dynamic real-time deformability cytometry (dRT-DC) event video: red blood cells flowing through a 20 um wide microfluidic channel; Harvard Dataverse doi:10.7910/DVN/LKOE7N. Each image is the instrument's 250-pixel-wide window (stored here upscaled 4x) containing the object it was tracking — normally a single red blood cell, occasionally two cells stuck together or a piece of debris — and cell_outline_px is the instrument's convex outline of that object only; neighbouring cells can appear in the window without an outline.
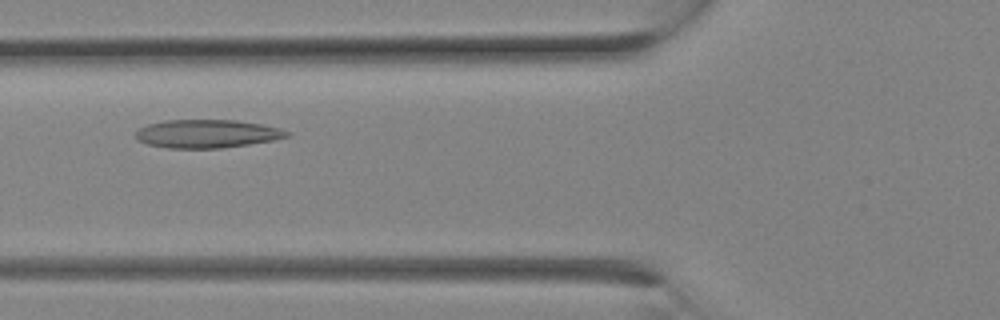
{"species": "Egyptian fruit bat (a non-hibernating species)", "species_latin": "Rousettus aegyptiacus", "temperature_condition": "room temperature", "stored_images_in_passage": 8, "camera_frame_rate_fps": 3000, "um_per_image_px": 0.085, "animal": {"sex": "female"}, "frame": {"image": 1, "passage_image": 7, "time_ms": 2.0, "image_size_px": [1000, 320], "cell_outline_px": [[292, 132], [288, 136], [272, 140], [248, 144], [220, 148], [168, 148], [148, 144], [140, 140], [136, 136], [136, 132], [140, 128], [148, 124], [164, 120], [236, 120], [260, 124], [280, 128]], "centroid_in_image_um": [17.61, 11.36], "position_along_channel_um": 108.2, "area_um2": 24.68}}